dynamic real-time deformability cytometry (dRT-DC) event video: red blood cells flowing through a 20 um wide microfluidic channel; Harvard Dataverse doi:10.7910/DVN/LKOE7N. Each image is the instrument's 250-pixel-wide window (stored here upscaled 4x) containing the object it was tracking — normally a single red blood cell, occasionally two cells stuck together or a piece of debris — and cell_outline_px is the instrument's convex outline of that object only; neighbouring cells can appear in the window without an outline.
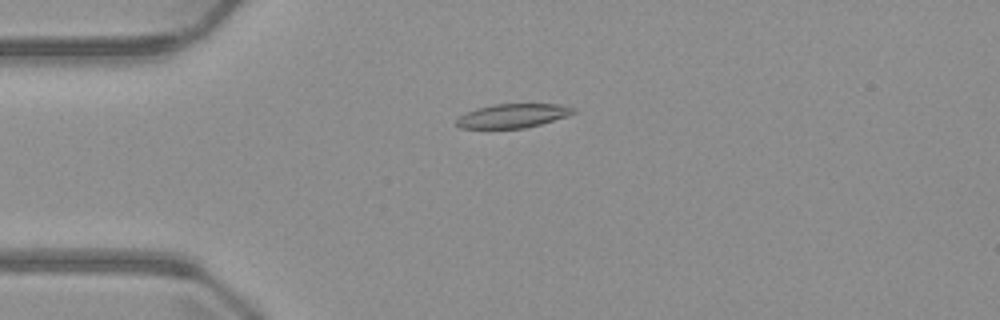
{"species": "common noctule bat (a hibernating species)", "species_latin": "Nyctalus noctula", "temperature_condition": "warm", "stored_images_in_passage": 2, "camera_frame_rate_fps": 3000, "um_per_image_px": 0.085, "animal": {"sex": "male", "body_mass_g": 23.1, "forearm_length_mm": 52.7}, "frame": {"image": 1, "passage_image": 1, "time_ms": 0.0, "image_size_px": [1000, 320], "cell_outline_px": [[576, 112], [540, 124], [524, 128], [460, 128], [456, 124], [456, 120], [460, 116], [476, 108], [492, 104], [556, 104], [576, 108]], "centroid_in_image_um": [43.55, 9.83], "position_along_channel_um": 41.4, "area_um2": 16.07}}